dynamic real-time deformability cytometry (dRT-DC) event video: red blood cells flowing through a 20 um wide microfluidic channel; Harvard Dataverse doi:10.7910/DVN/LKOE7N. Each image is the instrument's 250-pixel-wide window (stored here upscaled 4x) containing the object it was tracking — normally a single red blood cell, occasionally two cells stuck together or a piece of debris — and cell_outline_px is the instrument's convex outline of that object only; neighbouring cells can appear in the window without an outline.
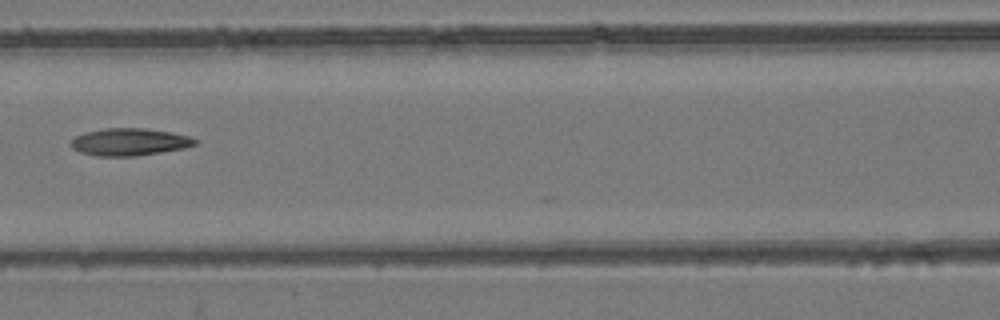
{"species": "common noctule bat (a hibernating species)", "species_latin": "Nyctalus noctula", "temperature_condition": "room temperature", "stored_images_in_passage": 7, "camera_frame_rate_fps": 3000, "um_per_image_px": 0.085, "animal": {"sex": "female", "body_mass_g": 24.6, "forearm_length_mm": 56.2}, "frame": {"image": 1, "passage_image": 7, "time_ms": 2.0, "image_size_px": [1000, 320], "cell_outline_px": [[196, 144], [184, 148], [136, 156], [96, 156], [80, 152], [72, 148], [68, 144], [76, 136], [84, 132], [104, 128], [144, 128], [172, 132], [188, 136], [196, 140]], "centroid_in_image_um": [10.96, 12.06], "position_along_channel_um": 155.6, "area_um2": 19.77}}